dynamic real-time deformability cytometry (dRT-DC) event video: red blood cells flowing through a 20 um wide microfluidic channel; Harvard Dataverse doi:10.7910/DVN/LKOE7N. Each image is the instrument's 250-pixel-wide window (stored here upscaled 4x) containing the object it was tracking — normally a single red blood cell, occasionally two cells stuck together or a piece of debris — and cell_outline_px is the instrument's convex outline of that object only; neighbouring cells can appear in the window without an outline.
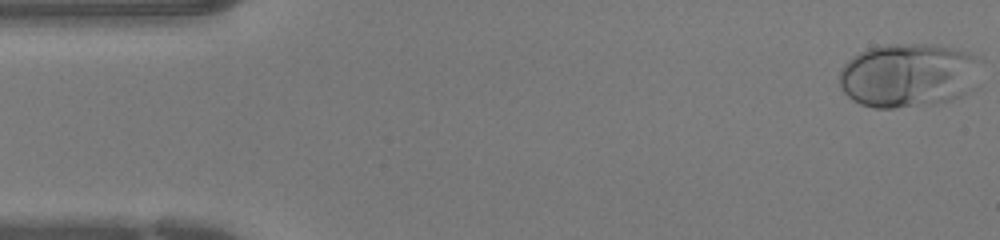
{"species": "human", "species_latin": "Homo sapiens", "temperature_condition": "warm", "stored_images_in_passage": 44, "camera_frame_rate_fps": 3000, "um_per_image_px": 0.085, "donor": {"sex": "female"}, "frame": {"image": 1, "passage_image": 1, "time_ms": 0.0, "image_size_px": [1000, 240], "cell_outline_px": [[984, 60], [976, 88], [952, 100], [936, 104], [896, 108], [872, 108], [860, 104], [852, 100], [844, 92], [840, 84], [840, 68], [852, 56], [868, 48], [888, 44], [936, 44], [956, 48], [968, 52]], "centroid_in_image_um": [77.29, 6.4], "position_along_channel_um": 7.7, "area_um2": 54.16}}
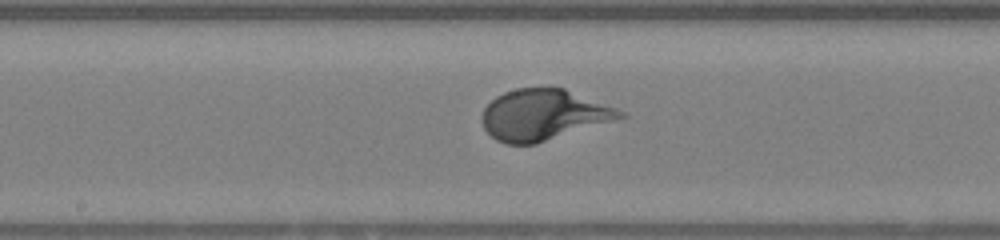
{"frame": {"image": 2, "passage_image": 22, "time_ms": 7.0, "image_size_px": [1000, 240], "cell_outline_px": [[628, 116], [536, 144], [508, 144], [496, 140], [484, 128], [480, 120], [480, 116], [484, 108], [496, 96], [504, 92], [516, 88], [564, 88], [616, 108], [624, 112]], "centroid_in_image_um": [46.16, 9.76], "position_along_channel_um": 202.0, "area_um2": 40.75}}
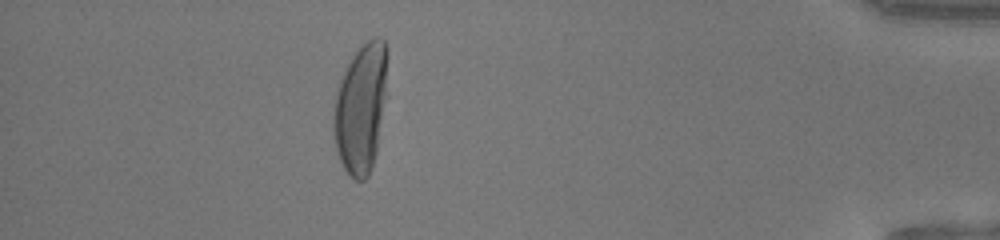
{"frame": {"image": 3, "passage_image": 39, "time_ms": 12.667, "image_size_px": [1000, 240], "cell_outline_px": [[388, 52], [384, 96], [376, 152], [368, 176], [364, 180], [356, 180], [344, 168], [336, 152], [332, 128], [332, 112], [336, 92], [340, 80], [352, 56], [368, 40], [376, 36], [384, 40], [388, 48]], "centroid_in_image_um": [30.63, 9.18], "position_along_channel_um": 404.6, "area_um2": 40.17}}